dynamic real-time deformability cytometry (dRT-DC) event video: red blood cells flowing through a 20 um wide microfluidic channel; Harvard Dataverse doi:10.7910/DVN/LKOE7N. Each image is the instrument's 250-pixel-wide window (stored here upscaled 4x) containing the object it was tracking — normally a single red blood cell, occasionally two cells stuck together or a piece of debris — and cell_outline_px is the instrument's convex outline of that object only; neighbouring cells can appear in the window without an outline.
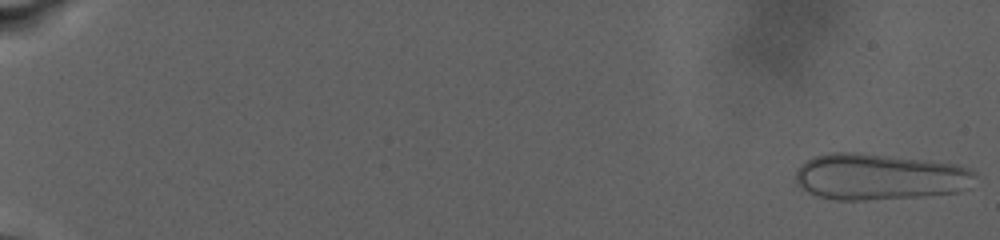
{"species": "human", "species_latin": "Homo sapiens", "temperature_condition": "warm", "stored_images_in_passage": 59, "camera_frame_rate_fps": 3000, "um_per_image_px": 0.085, "donor": {"sex": "male"}, "frame": {"image": 1, "passage_image": 1, "time_ms": 0.0, "image_size_px": [1000, 240], "cell_outline_px": [[976, 176], [968, 188], [956, 192], [924, 196], [864, 200], [836, 200], [816, 196], [800, 188], [796, 184], [796, 168], [800, 164], [812, 156], [828, 152], [860, 152], [956, 164], [968, 168], [976, 172]], "centroid_in_image_um": [74.69, 15.02], "position_along_channel_um": 10.3, "area_um2": 48.9}}
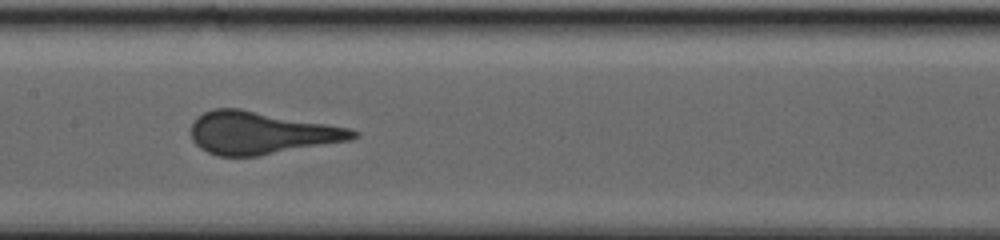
{"frame": {"image": 2, "passage_image": 34, "time_ms": 14.667, "image_size_px": [1000, 240], "cell_outline_px": [[360, 136], [352, 140], [260, 156], [216, 156], [200, 148], [192, 140], [192, 124], [196, 116], [212, 108], [240, 108], [352, 128], [360, 132]], "centroid_in_image_um": [22.23, 11.29], "position_along_channel_um": 185.2, "area_um2": 40.58}}
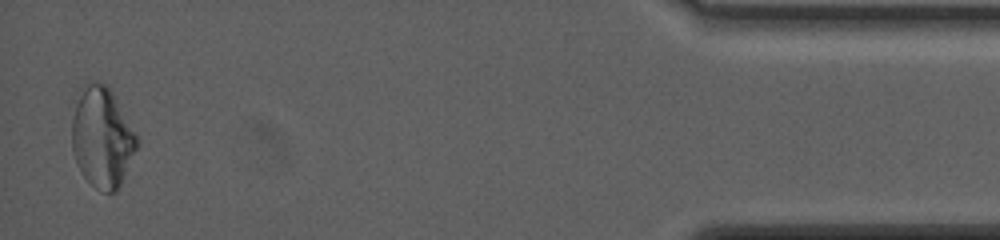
{"frame": {"image": 3, "passage_image": 59, "time_ms": 26.333, "image_size_px": [1000, 240], "cell_outline_px": [[140, 144], [116, 192], [100, 192], [80, 172], [72, 152], [72, 120], [76, 104], [84, 88], [88, 84], [108, 84], [112, 88]], "centroid_in_image_um": [8.7, 11.72], "position_along_channel_um": 426.5, "area_um2": 37.63}}